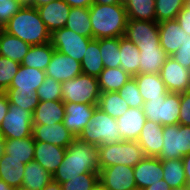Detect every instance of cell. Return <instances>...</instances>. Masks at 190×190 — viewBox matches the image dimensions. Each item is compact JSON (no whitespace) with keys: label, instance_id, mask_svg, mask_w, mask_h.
<instances>
[{"label":"cell","instance_id":"1","mask_svg":"<svg viewBox=\"0 0 190 190\" xmlns=\"http://www.w3.org/2000/svg\"><path fill=\"white\" fill-rule=\"evenodd\" d=\"M84 173H99L98 147L76 138L67 148L62 163L53 174L60 184Z\"/></svg>","mask_w":190,"mask_h":190},{"label":"cell","instance_id":"2","mask_svg":"<svg viewBox=\"0 0 190 190\" xmlns=\"http://www.w3.org/2000/svg\"><path fill=\"white\" fill-rule=\"evenodd\" d=\"M3 30L31 46L51 41V33L40 18L37 9L27 3H24L19 11L12 16Z\"/></svg>","mask_w":190,"mask_h":190},{"label":"cell","instance_id":"3","mask_svg":"<svg viewBox=\"0 0 190 190\" xmlns=\"http://www.w3.org/2000/svg\"><path fill=\"white\" fill-rule=\"evenodd\" d=\"M93 38L103 39L125 35L128 17L124 4H92L89 7Z\"/></svg>","mask_w":190,"mask_h":190},{"label":"cell","instance_id":"4","mask_svg":"<svg viewBox=\"0 0 190 190\" xmlns=\"http://www.w3.org/2000/svg\"><path fill=\"white\" fill-rule=\"evenodd\" d=\"M80 141L99 146L124 141L119 133L117 119L96 108L86 128L77 137Z\"/></svg>","mask_w":190,"mask_h":190},{"label":"cell","instance_id":"5","mask_svg":"<svg viewBox=\"0 0 190 190\" xmlns=\"http://www.w3.org/2000/svg\"><path fill=\"white\" fill-rule=\"evenodd\" d=\"M97 147L99 170L114 165L135 167L145 157L137 141H121Z\"/></svg>","mask_w":190,"mask_h":190},{"label":"cell","instance_id":"6","mask_svg":"<svg viewBox=\"0 0 190 190\" xmlns=\"http://www.w3.org/2000/svg\"><path fill=\"white\" fill-rule=\"evenodd\" d=\"M98 78L80 74L62 82V101L64 103H83L97 105L100 98Z\"/></svg>","mask_w":190,"mask_h":190},{"label":"cell","instance_id":"7","mask_svg":"<svg viewBox=\"0 0 190 190\" xmlns=\"http://www.w3.org/2000/svg\"><path fill=\"white\" fill-rule=\"evenodd\" d=\"M142 108L147 120L162 126L179 124L180 93L169 92L165 100L147 101Z\"/></svg>","mask_w":190,"mask_h":190},{"label":"cell","instance_id":"8","mask_svg":"<svg viewBox=\"0 0 190 190\" xmlns=\"http://www.w3.org/2000/svg\"><path fill=\"white\" fill-rule=\"evenodd\" d=\"M190 154V126H163V147L157 156L160 159H180Z\"/></svg>","mask_w":190,"mask_h":190},{"label":"cell","instance_id":"9","mask_svg":"<svg viewBox=\"0 0 190 190\" xmlns=\"http://www.w3.org/2000/svg\"><path fill=\"white\" fill-rule=\"evenodd\" d=\"M33 114L9 103V109L0 126L4 139H22L32 136Z\"/></svg>","mask_w":190,"mask_h":190},{"label":"cell","instance_id":"10","mask_svg":"<svg viewBox=\"0 0 190 190\" xmlns=\"http://www.w3.org/2000/svg\"><path fill=\"white\" fill-rule=\"evenodd\" d=\"M91 39L63 27L51 33L50 42L55 50L81 62Z\"/></svg>","mask_w":190,"mask_h":190},{"label":"cell","instance_id":"11","mask_svg":"<svg viewBox=\"0 0 190 190\" xmlns=\"http://www.w3.org/2000/svg\"><path fill=\"white\" fill-rule=\"evenodd\" d=\"M99 182L108 190H136L133 167L114 165L99 170Z\"/></svg>","mask_w":190,"mask_h":190},{"label":"cell","instance_id":"12","mask_svg":"<svg viewBox=\"0 0 190 190\" xmlns=\"http://www.w3.org/2000/svg\"><path fill=\"white\" fill-rule=\"evenodd\" d=\"M159 74L168 92L190 91V70L180 65L173 57H167Z\"/></svg>","mask_w":190,"mask_h":190},{"label":"cell","instance_id":"13","mask_svg":"<svg viewBox=\"0 0 190 190\" xmlns=\"http://www.w3.org/2000/svg\"><path fill=\"white\" fill-rule=\"evenodd\" d=\"M45 74L56 81L63 82L71 80L82 74L81 62L74 58L54 50Z\"/></svg>","mask_w":190,"mask_h":190},{"label":"cell","instance_id":"14","mask_svg":"<svg viewBox=\"0 0 190 190\" xmlns=\"http://www.w3.org/2000/svg\"><path fill=\"white\" fill-rule=\"evenodd\" d=\"M64 106L63 124L77 138L86 128L98 106L83 103H64Z\"/></svg>","mask_w":190,"mask_h":190},{"label":"cell","instance_id":"15","mask_svg":"<svg viewBox=\"0 0 190 190\" xmlns=\"http://www.w3.org/2000/svg\"><path fill=\"white\" fill-rule=\"evenodd\" d=\"M137 189H145L155 183H163V168L158 157L145 156L133 167Z\"/></svg>","mask_w":190,"mask_h":190},{"label":"cell","instance_id":"16","mask_svg":"<svg viewBox=\"0 0 190 190\" xmlns=\"http://www.w3.org/2000/svg\"><path fill=\"white\" fill-rule=\"evenodd\" d=\"M32 137L34 141L46 142L63 148H67L76 139L63 122L52 125H33Z\"/></svg>","mask_w":190,"mask_h":190},{"label":"cell","instance_id":"17","mask_svg":"<svg viewBox=\"0 0 190 190\" xmlns=\"http://www.w3.org/2000/svg\"><path fill=\"white\" fill-rule=\"evenodd\" d=\"M124 36L135 45L160 44L156 21L128 19Z\"/></svg>","mask_w":190,"mask_h":190},{"label":"cell","instance_id":"18","mask_svg":"<svg viewBox=\"0 0 190 190\" xmlns=\"http://www.w3.org/2000/svg\"><path fill=\"white\" fill-rule=\"evenodd\" d=\"M36 9L50 33L65 27L71 11L64 0H54Z\"/></svg>","mask_w":190,"mask_h":190},{"label":"cell","instance_id":"19","mask_svg":"<svg viewBox=\"0 0 190 190\" xmlns=\"http://www.w3.org/2000/svg\"><path fill=\"white\" fill-rule=\"evenodd\" d=\"M137 142L145 156L157 157L163 147V126L146 120Z\"/></svg>","mask_w":190,"mask_h":190},{"label":"cell","instance_id":"20","mask_svg":"<svg viewBox=\"0 0 190 190\" xmlns=\"http://www.w3.org/2000/svg\"><path fill=\"white\" fill-rule=\"evenodd\" d=\"M160 45L168 56L173 55L186 39V32L176 19L158 23Z\"/></svg>","mask_w":190,"mask_h":190},{"label":"cell","instance_id":"21","mask_svg":"<svg viewBox=\"0 0 190 190\" xmlns=\"http://www.w3.org/2000/svg\"><path fill=\"white\" fill-rule=\"evenodd\" d=\"M66 148L46 142L35 141L34 161L38 162L50 174H53L62 163Z\"/></svg>","mask_w":190,"mask_h":190},{"label":"cell","instance_id":"22","mask_svg":"<svg viewBox=\"0 0 190 190\" xmlns=\"http://www.w3.org/2000/svg\"><path fill=\"white\" fill-rule=\"evenodd\" d=\"M146 120L143 108H129L124 115L118 117L119 133L124 141H137Z\"/></svg>","mask_w":190,"mask_h":190},{"label":"cell","instance_id":"23","mask_svg":"<svg viewBox=\"0 0 190 190\" xmlns=\"http://www.w3.org/2000/svg\"><path fill=\"white\" fill-rule=\"evenodd\" d=\"M140 50L139 74L160 73L168 55L160 44L136 45Z\"/></svg>","mask_w":190,"mask_h":190},{"label":"cell","instance_id":"24","mask_svg":"<svg viewBox=\"0 0 190 190\" xmlns=\"http://www.w3.org/2000/svg\"><path fill=\"white\" fill-rule=\"evenodd\" d=\"M137 82L144 102L161 99L165 100L169 93L159 73H144L133 76Z\"/></svg>","mask_w":190,"mask_h":190},{"label":"cell","instance_id":"25","mask_svg":"<svg viewBox=\"0 0 190 190\" xmlns=\"http://www.w3.org/2000/svg\"><path fill=\"white\" fill-rule=\"evenodd\" d=\"M64 115L63 101H39L33 112V125H52L63 122Z\"/></svg>","mask_w":190,"mask_h":190},{"label":"cell","instance_id":"26","mask_svg":"<svg viewBox=\"0 0 190 190\" xmlns=\"http://www.w3.org/2000/svg\"><path fill=\"white\" fill-rule=\"evenodd\" d=\"M46 78L45 71L20 65L9 88L36 92Z\"/></svg>","mask_w":190,"mask_h":190},{"label":"cell","instance_id":"27","mask_svg":"<svg viewBox=\"0 0 190 190\" xmlns=\"http://www.w3.org/2000/svg\"><path fill=\"white\" fill-rule=\"evenodd\" d=\"M30 47L28 43L0 29V56L21 64Z\"/></svg>","mask_w":190,"mask_h":190},{"label":"cell","instance_id":"28","mask_svg":"<svg viewBox=\"0 0 190 190\" xmlns=\"http://www.w3.org/2000/svg\"><path fill=\"white\" fill-rule=\"evenodd\" d=\"M25 165L22 160L3 153L0 158V180L5 181L13 189L21 187Z\"/></svg>","mask_w":190,"mask_h":190},{"label":"cell","instance_id":"29","mask_svg":"<svg viewBox=\"0 0 190 190\" xmlns=\"http://www.w3.org/2000/svg\"><path fill=\"white\" fill-rule=\"evenodd\" d=\"M52 179V174L45 170L38 162L31 161L25 165L21 187L30 190H43Z\"/></svg>","mask_w":190,"mask_h":190},{"label":"cell","instance_id":"30","mask_svg":"<svg viewBox=\"0 0 190 190\" xmlns=\"http://www.w3.org/2000/svg\"><path fill=\"white\" fill-rule=\"evenodd\" d=\"M120 67L131 76L139 74L140 50L127 37H119Z\"/></svg>","mask_w":190,"mask_h":190},{"label":"cell","instance_id":"31","mask_svg":"<svg viewBox=\"0 0 190 190\" xmlns=\"http://www.w3.org/2000/svg\"><path fill=\"white\" fill-rule=\"evenodd\" d=\"M35 141L32 136L22 139H4V153L11 158L22 160L24 164L34 161Z\"/></svg>","mask_w":190,"mask_h":190},{"label":"cell","instance_id":"32","mask_svg":"<svg viewBox=\"0 0 190 190\" xmlns=\"http://www.w3.org/2000/svg\"><path fill=\"white\" fill-rule=\"evenodd\" d=\"M132 77L121 67L104 68L98 77L100 92H118Z\"/></svg>","mask_w":190,"mask_h":190},{"label":"cell","instance_id":"33","mask_svg":"<svg viewBox=\"0 0 190 190\" xmlns=\"http://www.w3.org/2000/svg\"><path fill=\"white\" fill-rule=\"evenodd\" d=\"M82 73L98 78L104 65L101 58L98 39H91L81 60Z\"/></svg>","mask_w":190,"mask_h":190},{"label":"cell","instance_id":"34","mask_svg":"<svg viewBox=\"0 0 190 190\" xmlns=\"http://www.w3.org/2000/svg\"><path fill=\"white\" fill-rule=\"evenodd\" d=\"M54 47L51 42L31 46L28 53L25 55L21 65L26 67H34L41 71H45L54 53Z\"/></svg>","mask_w":190,"mask_h":190},{"label":"cell","instance_id":"35","mask_svg":"<svg viewBox=\"0 0 190 190\" xmlns=\"http://www.w3.org/2000/svg\"><path fill=\"white\" fill-rule=\"evenodd\" d=\"M65 27L79 35L93 39L89 8L71 7Z\"/></svg>","mask_w":190,"mask_h":190},{"label":"cell","instance_id":"36","mask_svg":"<svg viewBox=\"0 0 190 190\" xmlns=\"http://www.w3.org/2000/svg\"><path fill=\"white\" fill-rule=\"evenodd\" d=\"M163 168V179L167 182L170 189H177L187 186L184 172V164L180 159H161Z\"/></svg>","mask_w":190,"mask_h":190},{"label":"cell","instance_id":"37","mask_svg":"<svg viewBox=\"0 0 190 190\" xmlns=\"http://www.w3.org/2000/svg\"><path fill=\"white\" fill-rule=\"evenodd\" d=\"M128 19L156 21L155 0H126Z\"/></svg>","mask_w":190,"mask_h":190},{"label":"cell","instance_id":"38","mask_svg":"<svg viewBox=\"0 0 190 190\" xmlns=\"http://www.w3.org/2000/svg\"><path fill=\"white\" fill-rule=\"evenodd\" d=\"M97 106L106 114L116 119L124 115L130 108L118 92L100 93Z\"/></svg>","mask_w":190,"mask_h":190},{"label":"cell","instance_id":"39","mask_svg":"<svg viewBox=\"0 0 190 190\" xmlns=\"http://www.w3.org/2000/svg\"><path fill=\"white\" fill-rule=\"evenodd\" d=\"M104 68L120 67L119 37L98 39Z\"/></svg>","mask_w":190,"mask_h":190},{"label":"cell","instance_id":"40","mask_svg":"<svg viewBox=\"0 0 190 190\" xmlns=\"http://www.w3.org/2000/svg\"><path fill=\"white\" fill-rule=\"evenodd\" d=\"M5 94L10 104L19 106L32 114L39 103V96L36 92L8 88Z\"/></svg>","mask_w":190,"mask_h":190},{"label":"cell","instance_id":"41","mask_svg":"<svg viewBox=\"0 0 190 190\" xmlns=\"http://www.w3.org/2000/svg\"><path fill=\"white\" fill-rule=\"evenodd\" d=\"M185 3V0H155L156 22L176 19Z\"/></svg>","mask_w":190,"mask_h":190},{"label":"cell","instance_id":"42","mask_svg":"<svg viewBox=\"0 0 190 190\" xmlns=\"http://www.w3.org/2000/svg\"><path fill=\"white\" fill-rule=\"evenodd\" d=\"M36 93L39 101H62V83L46 76Z\"/></svg>","mask_w":190,"mask_h":190},{"label":"cell","instance_id":"43","mask_svg":"<svg viewBox=\"0 0 190 190\" xmlns=\"http://www.w3.org/2000/svg\"><path fill=\"white\" fill-rule=\"evenodd\" d=\"M99 182V173H84L61 183L62 190H92Z\"/></svg>","mask_w":190,"mask_h":190},{"label":"cell","instance_id":"44","mask_svg":"<svg viewBox=\"0 0 190 190\" xmlns=\"http://www.w3.org/2000/svg\"><path fill=\"white\" fill-rule=\"evenodd\" d=\"M120 97L128 104L130 108H142L144 100L140 94L137 82L132 77L119 91Z\"/></svg>","mask_w":190,"mask_h":190},{"label":"cell","instance_id":"45","mask_svg":"<svg viewBox=\"0 0 190 190\" xmlns=\"http://www.w3.org/2000/svg\"><path fill=\"white\" fill-rule=\"evenodd\" d=\"M19 63L0 56V92H5L20 68Z\"/></svg>","mask_w":190,"mask_h":190},{"label":"cell","instance_id":"46","mask_svg":"<svg viewBox=\"0 0 190 190\" xmlns=\"http://www.w3.org/2000/svg\"><path fill=\"white\" fill-rule=\"evenodd\" d=\"M23 5L21 0H0V29H3Z\"/></svg>","mask_w":190,"mask_h":190},{"label":"cell","instance_id":"47","mask_svg":"<svg viewBox=\"0 0 190 190\" xmlns=\"http://www.w3.org/2000/svg\"><path fill=\"white\" fill-rule=\"evenodd\" d=\"M180 65L190 70V35L187 34L185 41L179 49L171 55Z\"/></svg>","mask_w":190,"mask_h":190},{"label":"cell","instance_id":"48","mask_svg":"<svg viewBox=\"0 0 190 190\" xmlns=\"http://www.w3.org/2000/svg\"><path fill=\"white\" fill-rule=\"evenodd\" d=\"M179 125L190 126V91L180 93Z\"/></svg>","mask_w":190,"mask_h":190},{"label":"cell","instance_id":"49","mask_svg":"<svg viewBox=\"0 0 190 190\" xmlns=\"http://www.w3.org/2000/svg\"><path fill=\"white\" fill-rule=\"evenodd\" d=\"M176 20L180 27L190 35V9L186 6L178 13Z\"/></svg>","mask_w":190,"mask_h":190},{"label":"cell","instance_id":"50","mask_svg":"<svg viewBox=\"0 0 190 190\" xmlns=\"http://www.w3.org/2000/svg\"><path fill=\"white\" fill-rule=\"evenodd\" d=\"M9 109V101L5 92H0V126Z\"/></svg>","mask_w":190,"mask_h":190},{"label":"cell","instance_id":"51","mask_svg":"<svg viewBox=\"0 0 190 190\" xmlns=\"http://www.w3.org/2000/svg\"><path fill=\"white\" fill-rule=\"evenodd\" d=\"M70 7L89 8L93 0H64Z\"/></svg>","mask_w":190,"mask_h":190},{"label":"cell","instance_id":"52","mask_svg":"<svg viewBox=\"0 0 190 190\" xmlns=\"http://www.w3.org/2000/svg\"><path fill=\"white\" fill-rule=\"evenodd\" d=\"M187 186L190 187V154L182 157Z\"/></svg>","mask_w":190,"mask_h":190},{"label":"cell","instance_id":"53","mask_svg":"<svg viewBox=\"0 0 190 190\" xmlns=\"http://www.w3.org/2000/svg\"><path fill=\"white\" fill-rule=\"evenodd\" d=\"M143 190H170V188L167 182L163 179V183L152 184Z\"/></svg>","mask_w":190,"mask_h":190},{"label":"cell","instance_id":"54","mask_svg":"<svg viewBox=\"0 0 190 190\" xmlns=\"http://www.w3.org/2000/svg\"><path fill=\"white\" fill-rule=\"evenodd\" d=\"M43 190H62V186L59 182L53 179L43 188Z\"/></svg>","mask_w":190,"mask_h":190},{"label":"cell","instance_id":"55","mask_svg":"<svg viewBox=\"0 0 190 190\" xmlns=\"http://www.w3.org/2000/svg\"><path fill=\"white\" fill-rule=\"evenodd\" d=\"M51 1H54V0H30L27 4L34 8H38L40 6L48 4Z\"/></svg>","mask_w":190,"mask_h":190},{"label":"cell","instance_id":"56","mask_svg":"<svg viewBox=\"0 0 190 190\" xmlns=\"http://www.w3.org/2000/svg\"><path fill=\"white\" fill-rule=\"evenodd\" d=\"M93 3L104 4V5L123 4V0H93Z\"/></svg>","mask_w":190,"mask_h":190},{"label":"cell","instance_id":"57","mask_svg":"<svg viewBox=\"0 0 190 190\" xmlns=\"http://www.w3.org/2000/svg\"><path fill=\"white\" fill-rule=\"evenodd\" d=\"M0 190H14L5 181L0 180Z\"/></svg>","mask_w":190,"mask_h":190},{"label":"cell","instance_id":"58","mask_svg":"<svg viewBox=\"0 0 190 190\" xmlns=\"http://www.w3.org/2000/svg\"><path fill=\"white\" fill-rule=\"evenodd\" d=\"M4 137L2 135V132L0 131V158L4 153Z\"/></svg>","mask_w":190,"mask_h":190},{"label":"cell","instance_id":"59","mask_svg":"<svg viewBox=\"0 0 190 190\" xmlns=\"http://www.w3.org/2000/svg\"><path fill=\"white\" fill-rule=\"evenodd\" d=\"M92 190H108V189L104 187L100 182H98Z\"/></svg>","mask_w":190,"mask_h":190},{"label":"cell","instance_id":"60","mask_svg":"<svg viewBox=\"0 0 190 190\" xmlns=\"http://www.w3.org/2000/svg\"><path fill=\"white\" fill-rule=\"evenodd\" d=\"M170 190H190V187H182V188H177V189H170Z\"/></svg>","mask_w":190,"mask_h":190},{"label":"cell","instance_id":"61","mask_svg":"<svg viewBox=\"0 0 190 190\" xmlns=\"http://www.w3.org/2000/svg\"><path fill=\"white\" fill-rule=\"evenodd\" d=\"M185 6L190 9V0H187Z\"/></svg>","mask_w":190,"mask_h":190},{"label":"cell","instance_id":"62","mask_svg":"<svg viewBox=\"0 0 190 190\" xmlns=\"http://www.w3.org/2000/svg\"><path fill=\"white\" fill-rule=\"evenodd\" d=\"M14 190H30V189H27V188H24V187H18V188H15Z\"/></svg>","mask_w":190,"mask_h":190},{"label":"cell","instance_id":"63","mask_svg":"<svg viewBox=\"0 0 190 190\" xmlns=\"http://www.w3.org/2000/svg\"><path fill=\"white\" fill-rule=\"evenodd\" d=\"M23 3H28L30 0H21Z\"/></svg>","mask_w":190,"mask_h":190}]
</instances>
